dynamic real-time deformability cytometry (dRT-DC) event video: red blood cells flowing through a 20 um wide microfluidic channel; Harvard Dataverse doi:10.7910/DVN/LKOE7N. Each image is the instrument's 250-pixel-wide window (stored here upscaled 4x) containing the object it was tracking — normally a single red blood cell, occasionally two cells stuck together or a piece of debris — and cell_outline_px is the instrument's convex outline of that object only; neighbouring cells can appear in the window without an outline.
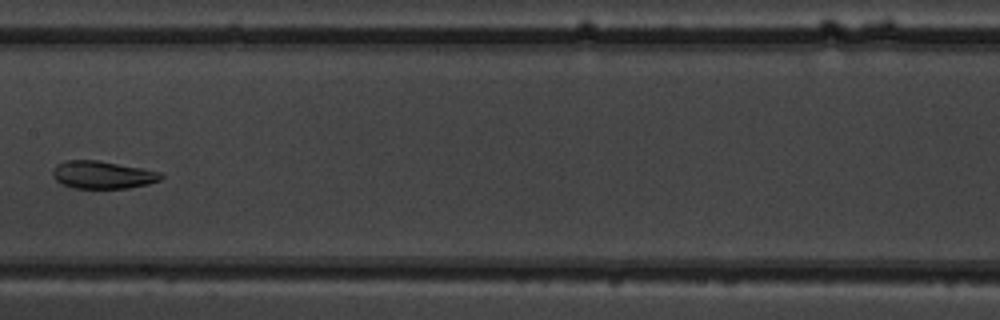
{"species": "common noctule bat (a hibernating species)", "species_latin": "Nyctalus noctula", "temperature_condition": "warm", "stored_images_in_passage": 7, "camera_frame_rate_fps": 3000, "um_per_image_px": 0.085, "animal": {"sex": "male", "body_mass_g": 19.5, "forearm_length_mm": 54.6}, "frame": {"image": 1, "passage_image": 7, "time_ms": 7.667, "image_size_px": [1000, 320], "cell_outline_px": [[164, 176], [160, 180], [148, 184], [128, 188], [72, 188], [60, 184], [52, 176], [52, 168], [56, 164], [64, 160], [96, 160], [140, 168], [160, 172]], "centroid_in_image_um": [8.66, 14.86], "position_along_channel_um": 198.7, "area_um2": 17.51}}